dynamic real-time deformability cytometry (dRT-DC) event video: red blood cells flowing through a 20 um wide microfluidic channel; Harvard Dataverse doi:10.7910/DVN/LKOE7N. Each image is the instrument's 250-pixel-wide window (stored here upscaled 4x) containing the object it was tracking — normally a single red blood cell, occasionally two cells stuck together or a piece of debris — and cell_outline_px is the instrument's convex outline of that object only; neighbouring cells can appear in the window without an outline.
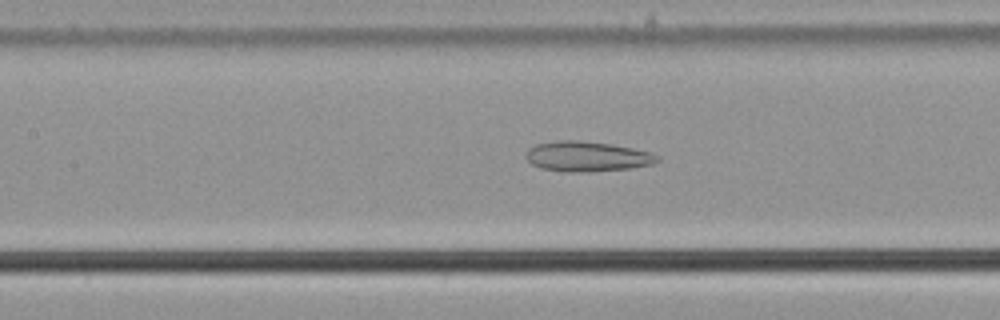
{"species": "common noctule bat (a hibernating species)", "species_latin": "Nyctalus noctula", "temperature_condition": "cold", "stored_images_in_passage": 42, "camera_frame_rate_fps": 3000, "um_per_image_px": 0.085, "animal": {"sex": "male", "body_mass_g": 21.5, "forearm_length_mm": 52.0}, "frame": {"image": 1, "passage_image": 23, "time_ms": 7.333, "image_size_px": [1000, 320], "cell_outline_px": [[660, 160], [652, 164], [632, 168], [584, 172], [560, 172], [540, 168], [532, 164], [524, 156], [528, 148], [536, 144], [560, 140], [580, 140], [612, 144], [632, 148], [648, 152], [660, 156]], "centroid_in_image_um": [49.87, 13.3], "position_along_channel_um": 157.5, "area_um2": 23.24}}
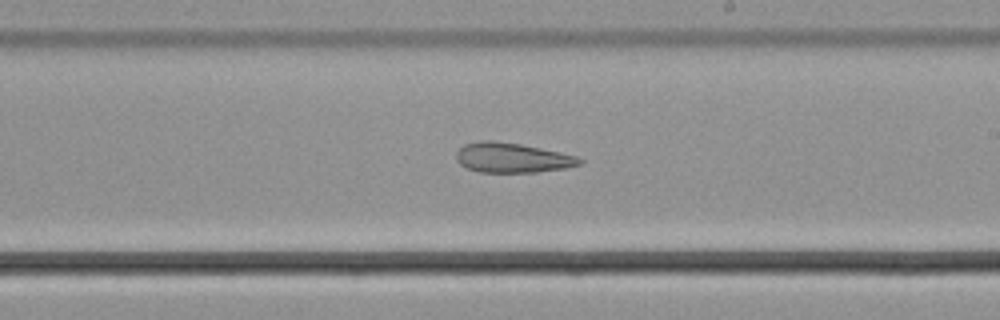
{"frame": {"image": 2, "passage_image": 30, "time_ms": 9.667, "image_size_px": [1000, 320], "cell_outline_px": [[584, 160], [580, 164], [564, 168], [536, 172], [480, 172], [468, 168], [460, 164], [456, 160], [456, 152], [464, 144], [480, 140], [492, 140], [520, 144], [540, 148], [576, 156]], "centroid_in_image_um": [43.5, 13.4], "position_along_channel_um": 245.5, "area_um2": 21.27}}
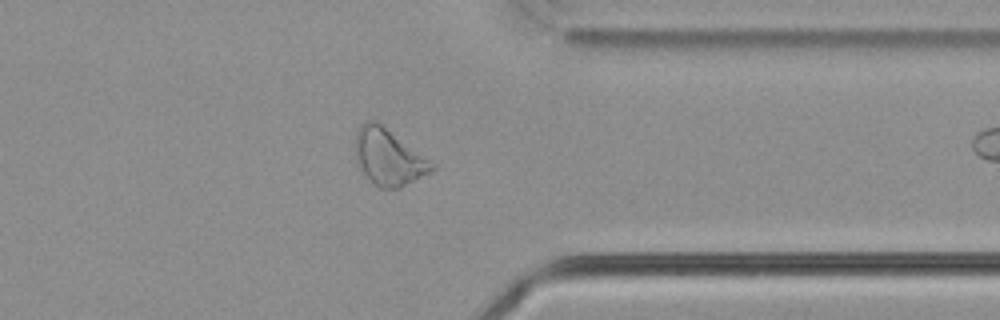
{"frame": {"image": 3, "passage_image": 41, "time_ms": 13.333, "image_size_px": [1000, 320], "cell_outline_px": [[436, 168], [400, 188], [380, 188], [356, 164], [356, 128], [368, 120], [376, 120], [436, 164]], "centroid_in_image_um": [33.03, 13.33], "position_along_channel_um": 378.4, "area_um2": 24.74}}